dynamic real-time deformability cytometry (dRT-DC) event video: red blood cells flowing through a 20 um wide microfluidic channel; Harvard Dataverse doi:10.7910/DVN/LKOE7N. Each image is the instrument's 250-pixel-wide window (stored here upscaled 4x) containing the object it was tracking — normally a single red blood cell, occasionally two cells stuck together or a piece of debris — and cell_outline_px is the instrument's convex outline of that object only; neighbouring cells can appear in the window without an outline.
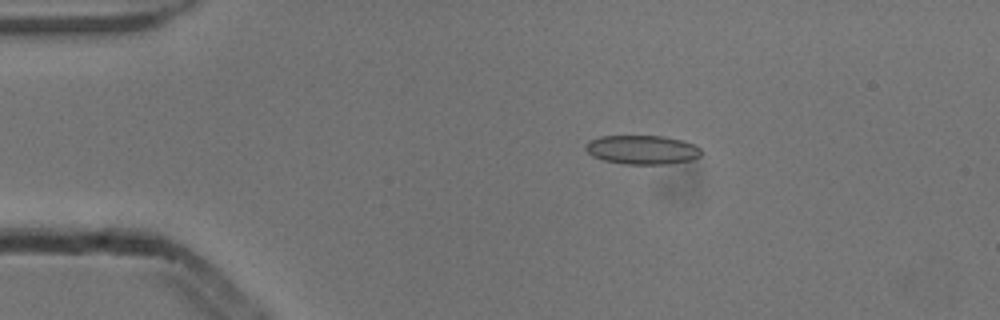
{"species": "common noctule bat (a hibernating species)", "species_latin": "Nyctalus noctula", "temperature_condition": "cold", "stored_images_in_passage": 4, "camera_frame_rate_fps": 3000, "um_per_image_px": 0.085, "animal": {"sex": "male", "body_mass_g": 13.3}, "frame": {"image": 1, "passage_image": 3, "time_ms": 0.667, "image_size_px": [1000, 320], "cell_outline_px": [[700, 156], [692, 160], [668, 164], [624, 164], [604, 160], [592, 156], [584, 148], [584, 144], [588, 140], [600, 136], [664, 136], [684, 140], [696, 144], [700, 148]], "centroid_in_image_um": [54.58, 12.72], "position_along_channel_um": 30.4, "area_um2": 19.83}}